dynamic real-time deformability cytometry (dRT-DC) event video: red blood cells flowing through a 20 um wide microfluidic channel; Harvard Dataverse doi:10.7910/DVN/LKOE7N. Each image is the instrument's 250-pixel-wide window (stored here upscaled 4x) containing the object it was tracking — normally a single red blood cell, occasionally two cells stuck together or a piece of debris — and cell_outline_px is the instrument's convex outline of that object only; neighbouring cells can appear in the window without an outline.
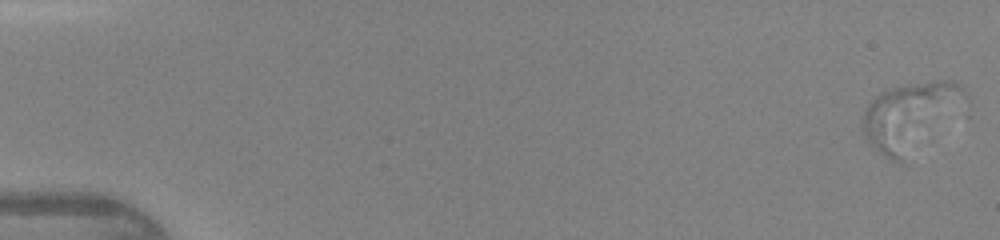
{"species": "human", "species_latin": "Homo sapiens", "temperature_condition": "warm", "stored_images_in_passage": 46, "camera_frame_rate_fps": 3000, "um_per_image_px": 0.085, "donor": {"sex": "female"}, "frame": {"image": 1, "passage_image": 1, "time_ms": 0.0, "image_size_px": [1000, 240], "cell_outline_px": [[968, 100], [900, 164], [888, 156], [868, 140], [864, 132], [860, 120], [868, 104], [880, 92], [892, 88], [908, 84], [936, 80], [952, 80], [960, 84], [964, 88], [968, 96]], "centroid_in_image_um": [77.38, 9.79], "position_along_channel_um": 7.6, "area_um2": 39.25}}
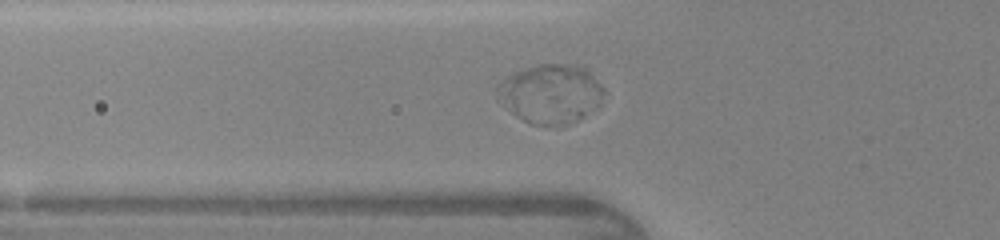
{"frame": {"image": 2, "passage_image": 17, "time_ms": 5.333, "image_size_px": [1000, 240], "cell_outline_px": [[604, 92], [600, 104], [576, 120], [564, 124], [532, 124], [516, 116], [496, 100], [496, 84], [500, 80], [512, 72], [536, 64], [576, 64], [584, 68], [604, 88]], "centroid_in_image_um": [46.72, 7.93], "position_along_channel_um": 79.1, "area_um2": 36.65}}
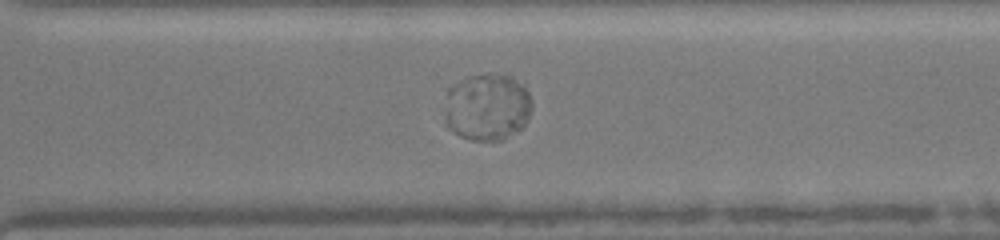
{"frame": {"image": 3, "passage_image": 34, "time_ms": 11.0, "image_size_px": [1000, 240], "cell_outline_px": [[532, 108], [528, 120], [520, 128], [500, 140], [472, 140], [460, 136], [452, 132], [448, 128], [448, 88], [468, 76], [488, 72], [508, 76], [520, 84], [528, 92], [532, 100]], "centroid_in_image_um": [41.45, 9.08], "position_along_channel_um": 329.2, "area_um2": 33.58}}